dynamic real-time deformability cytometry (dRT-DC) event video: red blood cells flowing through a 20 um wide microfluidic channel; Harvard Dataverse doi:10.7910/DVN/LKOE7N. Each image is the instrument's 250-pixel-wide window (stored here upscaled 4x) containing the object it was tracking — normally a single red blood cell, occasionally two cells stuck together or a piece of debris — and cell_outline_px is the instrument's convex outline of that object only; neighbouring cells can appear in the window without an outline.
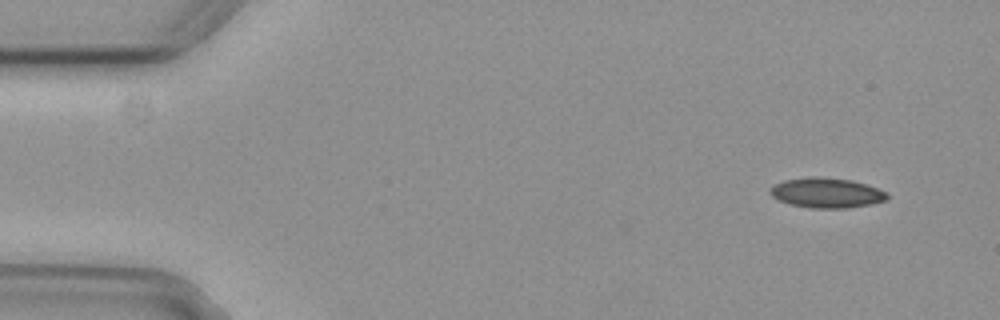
{"species": "common noctule bat (a hibernating species)", "species_latin": "Nyctalus noctula", "temperature_condition": "cold", "stored_images_in_passage": 4, "camera_frame_rate_fps": 3000, "um_per_image_px": 0.085, "animal": {"sex": "female", "body_mass_g": 29.2, "forearm_length_mm": 56.3}, "frame": {"image": 1, "passage_image": 1, "time_ms": 0.0, "image_size_px": [1000, 320], "cell_outline_px": [[888, 200], [872, 204], [848, 208], [808, 208], [788, 204], [772, 196], [772, 184], [784, 180], [812, 176], [816, 176], [852, 180], [876, 188], [884, 192], [888, 196]], "centroid_in_image_um": [70.25, 16.4], "position_along_channel_um": 14.8, "area_um2": 20.4}}